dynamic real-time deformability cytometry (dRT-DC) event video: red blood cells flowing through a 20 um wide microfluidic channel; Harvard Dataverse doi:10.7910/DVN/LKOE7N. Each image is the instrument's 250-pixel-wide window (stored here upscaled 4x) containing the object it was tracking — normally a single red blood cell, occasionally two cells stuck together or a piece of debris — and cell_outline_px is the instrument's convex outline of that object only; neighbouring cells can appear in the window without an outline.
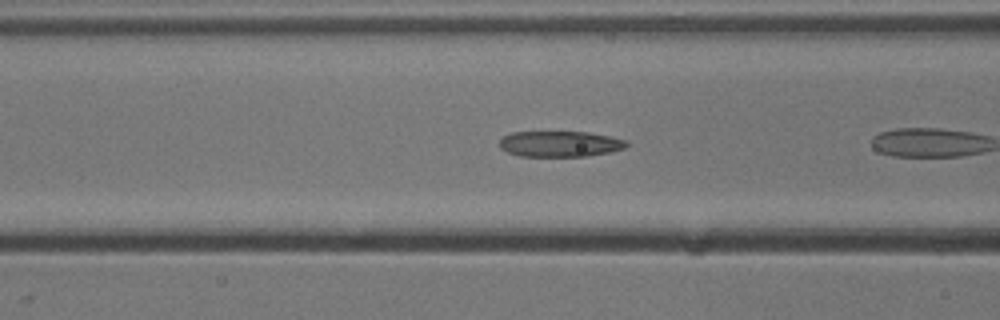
{"species": "common noctule bat (a hibernating species)", "species_latin": "Nyctalus noctula", "temperature_condition": "cold", "stored_images_in_passage": 15, "camera_frame_rate_fps": 3000, "um_per_image_px": 0.085, "animal": {"sex": "male", "body_mass_g": 13.3}, "frame": {"image": 1, "passage_image": 5, "time_ms": 1.333, "image_size_px": [1000, 320], "cell_outline_px": [[628, 144], [624, 148], [608, 152], [588, 156], [520, 156], [508, 152], [500, 148], [500, 140], [504, 136], [512, 132], [588, 132], [628, 140]], "centroid_in_image_um": [47.6, 12.23], "position_along_channel_um": 119.0, "area_um2": 18.96}}
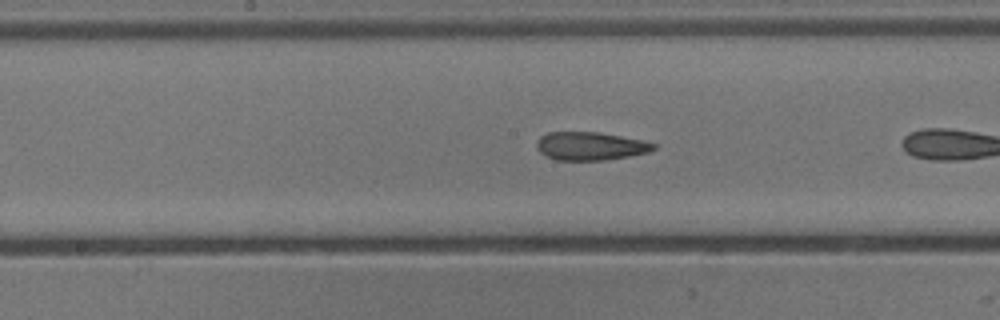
{"frame": {"image": 2, "passage_image": 11, "time_ms": 3.333, "image_size_px": [1000, 320], "cell_outline_px": [[656, 148], [648, 152], [628, 156], [604, 160], [556, 160], [540, 152], [536, 148], [536, 144], [540, 136], [548, 132], [600, 132], [640, 140], [656, 144]], "centroid_in_image_um": [50.15, 12.41], "position_along_channel_um": 198.1, "area_um2": 19.07}}